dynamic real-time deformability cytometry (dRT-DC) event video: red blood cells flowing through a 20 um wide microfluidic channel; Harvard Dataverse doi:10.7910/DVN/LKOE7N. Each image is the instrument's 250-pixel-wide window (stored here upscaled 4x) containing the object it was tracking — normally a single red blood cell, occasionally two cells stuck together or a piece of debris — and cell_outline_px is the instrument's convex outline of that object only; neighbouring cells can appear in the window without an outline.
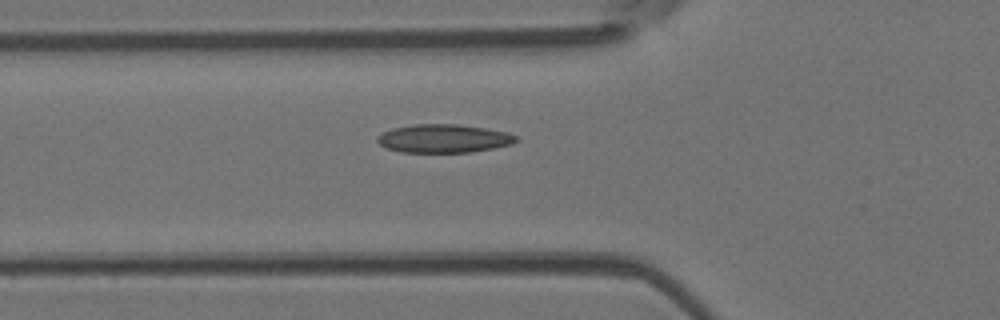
{"species": "Egyptian fruit bat (a non-hibernating species)", "species_latin": "Rousettus aegyptiacus", "temperature_condition": "room temperature", "stored_images_in_passage": 32, "camera_frame_rate_fps": 3000, "um_per_image_px": 0.085, "animal": {"sex": "female"}, "frame": {"image": 1, "passage_image": 4, "time_ms": 1.0, "image_size_px": [1000, 320], "cell_outline_px": [[516, 140], [512, 144], [472, 152], [400, 152], [388, 148], [380, 144], [376, 140], [376, 136], [392, 128], [412, 124], [456, 124], [484, 128], [508, 132], [516, 136]], "centroid_in_image_um": [37.68, 11.77], "position_along_channel_um": 88.1, "area_um2": 22.83}}
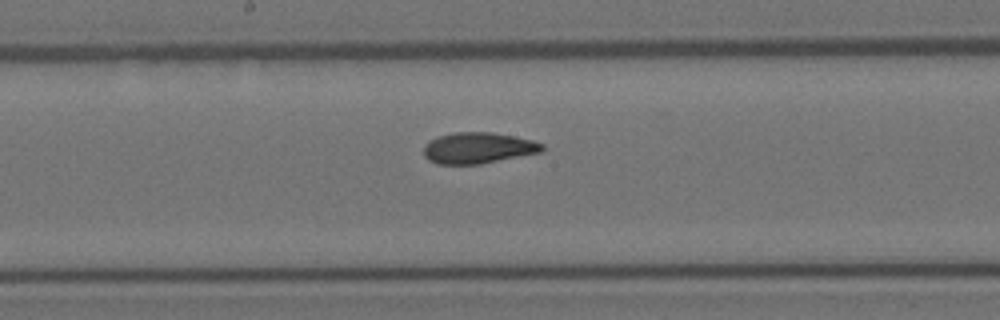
{"frame": {"image": 2, "passage_image": 13, "time_ms": 4.0, "image_size_px": [1000, 320], "cell_outline_px": [[544, 148], [540, 152], [480, 164], [436, 164], [428, 160], [424, 156], [424, 144], [428, 140], [440, 136], [456, 132], [492, 132], [532, 140], [544, 144]], "centroid_in_image_um": [40.6, 12.58], "position_along_channel_um": 207.6, "area_um2": 21.39}}
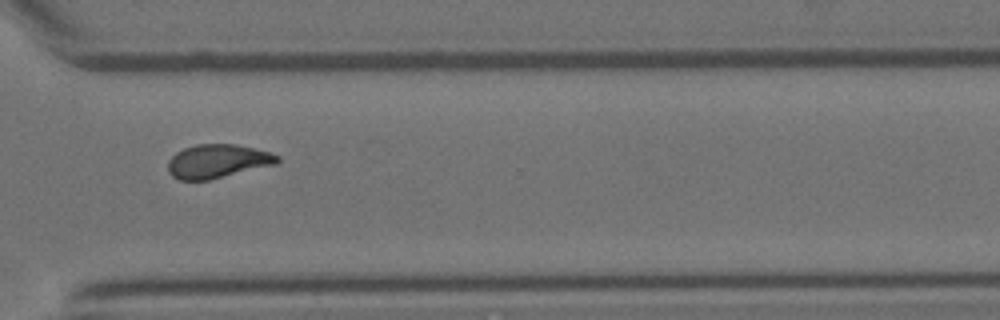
{"frame": {"image": 3, "passage_image": 24, "time_ms": 7.667, "image_size_px": [1000, 320], "cell_outline_px": [[280, 160], [276, 164], [208, 180], [180, 180], [172, 176], [168, 172], [168, 160], [176, 152], [184, 148], [196, 144], [236, 144], [268, 152], [280, 156]], "centroid_in_image_um": [18.46, 13.7], "position_along_channel_um": 352.1, "area_um2": 21.39}, "authors_computed_cell_mechanics": {"area_um2": 21.3282, "velocity_mm_per_s": 3.9521, "shape_relaxation_time_tau1_ms": 6.7443, "shape_relaxation_time_tau2_ms": 3.1076, "deformation_change_tau1": 0.188, "deformation_change_tau2": 0.0419}}